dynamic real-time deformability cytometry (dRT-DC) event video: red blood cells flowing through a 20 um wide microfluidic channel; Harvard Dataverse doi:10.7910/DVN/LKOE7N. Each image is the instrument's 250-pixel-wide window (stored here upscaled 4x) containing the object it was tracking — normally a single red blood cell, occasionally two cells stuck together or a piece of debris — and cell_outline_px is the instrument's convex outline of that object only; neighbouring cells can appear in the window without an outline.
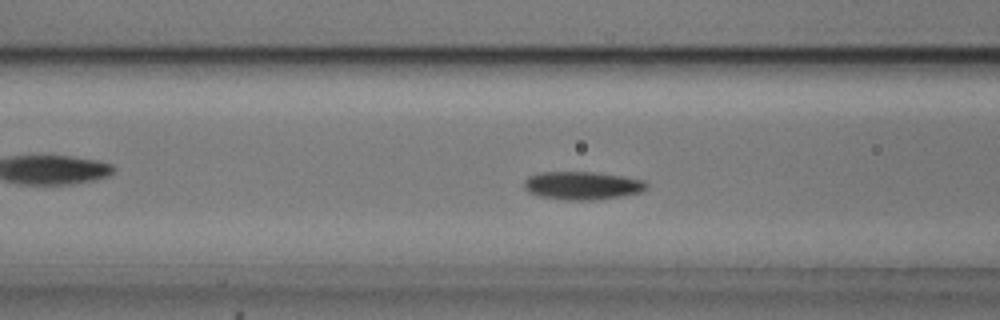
{"species": "common noctule bat (a hibernating species)", "species_latin": "Nyctalus noctula", "temperature_condition": "cold", "stored_images_in_passage": 53, "camera_frame_rate_fps": 3000, "um_per_image_px": 0.085, "animal": {"sex": "male", "body_mass_g": 20.5, "forearm_length_mm": 52.5}, "frame": {"image": 1, "passage_image": 20, "time_ms": 6.333, "image_size_px": [1000, 320], "cell_outline_px": [[648, 188], [640, 192], [620, 196], [592, 200], [568, 200], [540, 196], [528, 192], [524, 188], [524, 180], [528, 176], [540, 172], [592, 172], [624, 176], [644, 180], [648, 184]], "centroid_in_image_um": [49.49, 15.76], "position_along_channel_um": 117.1, "area_um2": 20.06}}
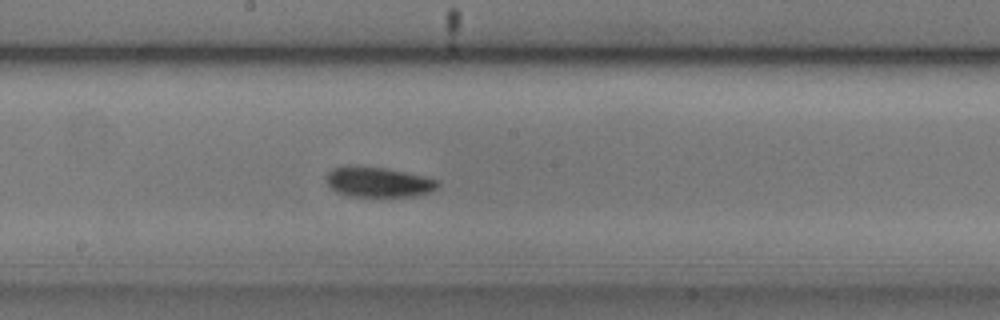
{"frame": {"image": 2, "passage_image": 28, "time_ms": 9.0, "image_size_px": [1000, 320], "cell_outline_px": [[440, 184], [436, 188], [428, 192], [412, 196], [348, 196], [336, 192], [328, 184], [328, 172], [332, 168], [348, 164], [384, 168], [424, 176], [436, 180]], "centroid_in_image_um": [32.11, 15.46], "position_along_channel_um": 216.1, "area_um2": 19.42}}
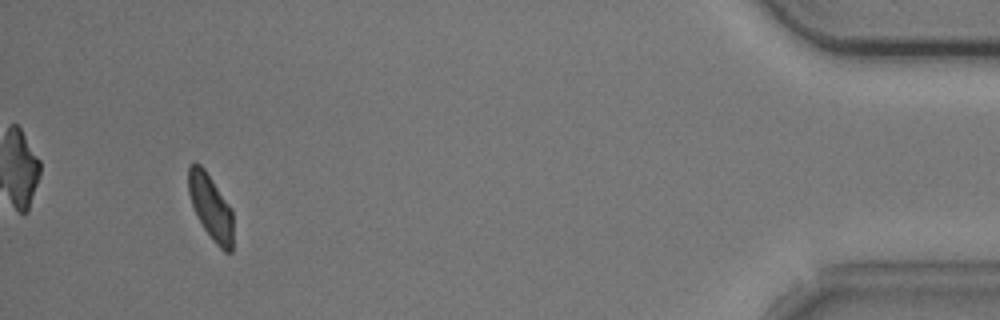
{"frame": {"image": 3, "passage_image": 50, "time_ms": 16.333, "image_size_px": [1000, 320], "cell_outline_px": [[232, 252], [224, 252], [212, 240], [204, 228], [192, 204], [188, 192], [188, 164], [196, 160], [204, 168], [232, 208]], "centroid_in_image_um": [17.9, 17.55], "position_along_channel_um": 417.3, "area_um2": 16.99}, "authors_computed_cell_mechanics": {"area_um2": 18.9006, "velocity_mm_per_s": 3.7068, "shape_relaxation_time_tau1_ms": 3.3599, "shape_relaxation_time_tau2_ms": 10.7273, "deformation_change_tau1": 0.091, "deformation_change_tau2": 0.1312}}